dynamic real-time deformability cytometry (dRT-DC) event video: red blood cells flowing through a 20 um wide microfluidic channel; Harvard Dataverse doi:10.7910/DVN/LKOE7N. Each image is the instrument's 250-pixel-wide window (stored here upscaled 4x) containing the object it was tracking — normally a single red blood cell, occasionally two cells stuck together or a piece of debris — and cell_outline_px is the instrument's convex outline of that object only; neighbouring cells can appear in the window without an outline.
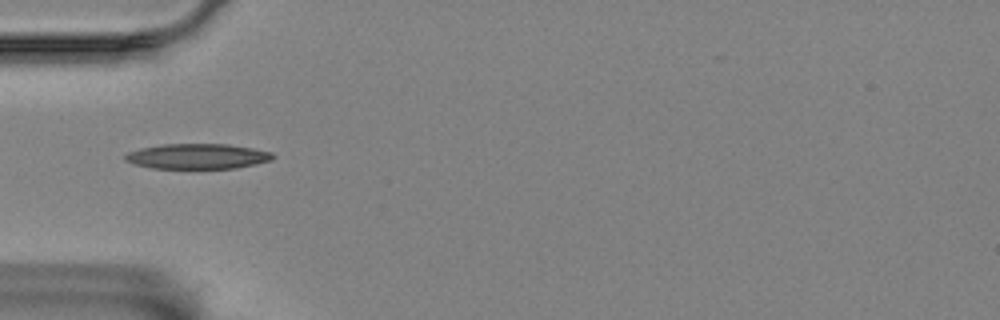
{"species": "Egyptian fruit bat (a non-hibernating species)", "species_latin": "Rousettus aegyptiacus", "temperature_condition": "room temperature", "stored_images_in_passage": 24, "camera_frame_rate_fps": 3000, "um_per_image_px": 0.085, "animal": {"sex": "female"}, "frame": {"image": 1, "passage_image": 1, "time_ms": 0.0, "image_size_px": [1000, 320], "cell_outline_px": [[276, 156], [272, 160], [236, 168], [152, 168], [136, 164], [124, 160], [124, 156], [128, 152], [140, 148], [160, 144], [228, 144], [252, 148], [272, 152]], "centroid_in_image_um": [16.79, 13.28], "position_along_channel_um": 68.2, "area_um2": 21.68}}
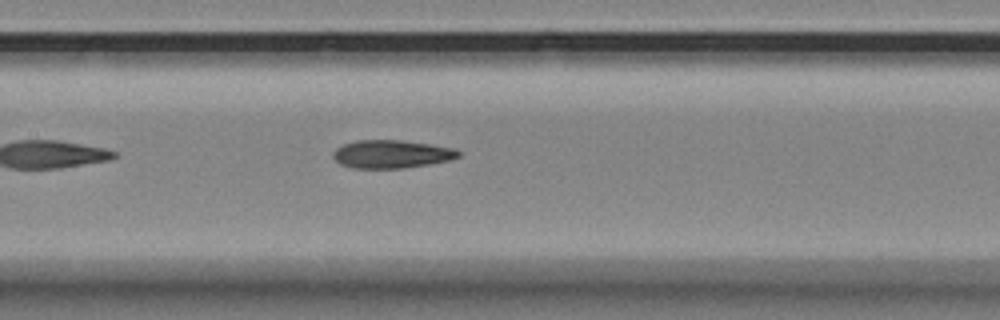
{"frame": {"image": 2, "passage_image": 10, "time_ms": 3.0, "image_size_px": [1000, 320], "cell_outline_px": [[460, 156], [448, 160], [428, 164], [400, 168], [352, 168], [340, 164], [332, 156], [332, 152], [336, 148], [344, 144], [356, 140], [400, 140], [456, 148], [460, 152]], "centroid_in_image_um": [33.25, 13.09], "position_along_channel_um": 174.2, "area_um2": 20.4}}
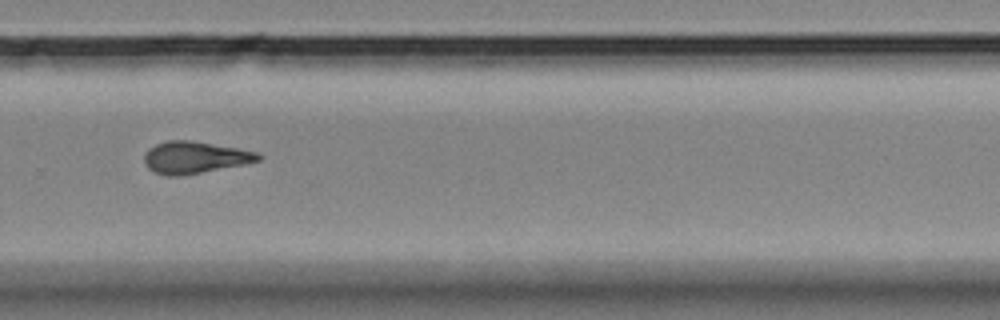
{"frame": {"image": 3, "passage_image": 22, "time_ms": 7.0, "image_size_px": [1000, 320], "cell_outline_px": [[260, 160], [244, 164], [180, 176], [164, 176], [148, 168], [144, 164], [144, 156], [148, 148], [156, 144], [168, 140], [192, 140], [260, 152]], "centroid_in_image_um": [16.53, 13.37], "position_along_channel_um": 313.3, "area_um2": 21.21}}